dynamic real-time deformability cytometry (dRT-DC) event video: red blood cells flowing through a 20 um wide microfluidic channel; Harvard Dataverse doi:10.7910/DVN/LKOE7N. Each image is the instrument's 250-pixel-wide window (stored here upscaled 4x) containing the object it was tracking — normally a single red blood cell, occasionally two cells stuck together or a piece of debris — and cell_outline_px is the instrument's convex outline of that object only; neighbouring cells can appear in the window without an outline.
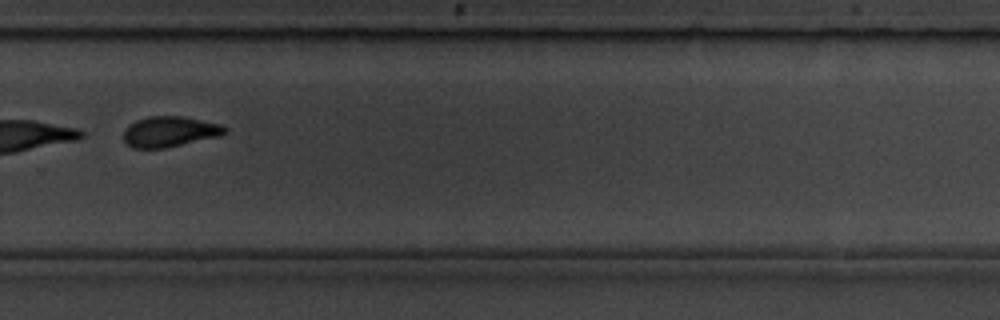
{"species": "common noctule bat (a hibernating species)", "species_latin": "Nyctalus noctula", "temperature_condition": "room temperature", "stored_images_in_passage": 11, "camera_frame_rate_fps": 3000, "um_per_image_px": 0.085, "animal": {"sex": "male", "body_mass_g": 19.5, "forearm_length_mm": 54.6}, "frame": {"image": 1, "passage_image": 7, "time_ms": 6.667, "image_size_px": [1000, 320], "cell_outline_px": [[228, 132], [220, 136], [164, 148], [132, 148], [124, 140], [124, 128], [128, 124], [136, 120], [148, 116], [184, 116], [220, 124], [228, 128]], "centroid_in_image_um": [14.43, 11.18], "position_along_channel_um": 315.4, "area_um2": 18.15}, "authors_computed_cell_mechanics": {"area_um2": 19.9988, "velocity_mm_per_s": 3.7351, "shape_relaxation_time_tau1_ms": 1.1197, "shape_relaxation_time_tau2_ms": null, "deformation_change_tau1": 0.3027, "deformation_change_tau2": null}}